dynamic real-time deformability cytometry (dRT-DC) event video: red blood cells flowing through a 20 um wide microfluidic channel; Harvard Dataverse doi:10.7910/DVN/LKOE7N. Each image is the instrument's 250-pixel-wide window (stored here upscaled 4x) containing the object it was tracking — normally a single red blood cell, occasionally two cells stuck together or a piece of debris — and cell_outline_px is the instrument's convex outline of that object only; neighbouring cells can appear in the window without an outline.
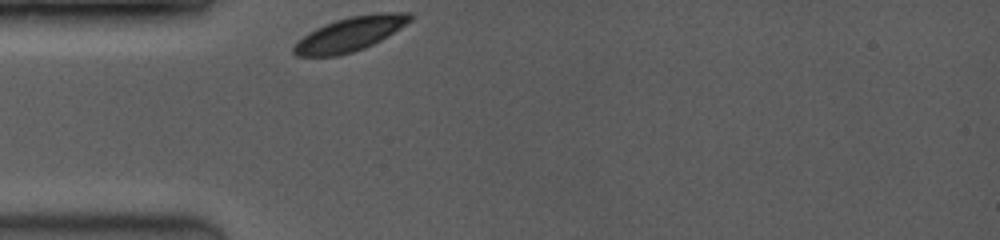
{"species": "common noctule bat (a hibernating species)", "species_latin": "Nyctalus noctula", "temperature_condition": "room temperature", "stored_images_in_passage": 1, "camera_frame_rate_fps": 3500, "um_per_image_px": 0.085, "animal": {"sex": "female", "body_mass_g": 19.0, "forearm_length_mm": 53.3}, "frame": {"image": 1, "passage_image": 1, "time_ms": 0.0, "image_size_px": [1000, 240], "cell_outline_px": [[412, 20], [380, 40], [364, 48], [352, 52], [336, 56], [296, 56], [292, 52], [292, 48], [304, 36], [316, 28], [324, 24], [336, 20], [352, 16], [376, 12], [412, 12]], "centroid_in_image_um": [29.77, 2.88], "position_along_channel_um": 55.2, "area_um2": 22.89}}